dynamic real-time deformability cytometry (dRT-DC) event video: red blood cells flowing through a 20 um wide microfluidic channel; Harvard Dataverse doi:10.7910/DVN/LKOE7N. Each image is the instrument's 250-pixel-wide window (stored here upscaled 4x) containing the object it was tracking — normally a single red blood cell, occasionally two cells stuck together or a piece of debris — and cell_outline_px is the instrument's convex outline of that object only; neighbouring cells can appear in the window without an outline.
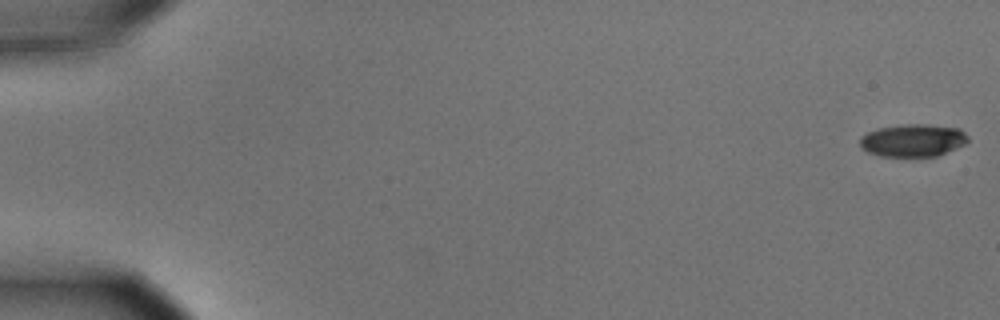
{"species": "common noctule bat (a hibernating species)", "species_latin": "Nyctalus noctula", "temperature_condition": "cold", "stored_images_in_passage": 58, "camera_frame_rate_fps": 3000, "um_per_image_px": 0.085, "animal": {"sex": "male", "body_mass_g": 15.6}, "frame": {"image": 1, "passage_image": 1, "time_ms": 0.0, "image_size_px": [1000, 320], "cell_outline_px": [[968, 140], [964, 144], [936, 156], [880, 156], [868, 152], [860, 144], [860, 136], [876, 128], [904, 124], [928, 124], [960, 128], [968, 136]], "centroid_in_image_um": [77.59, 11.91], "position_along_channel_um": 7.4, "area_um2": 20.46}}
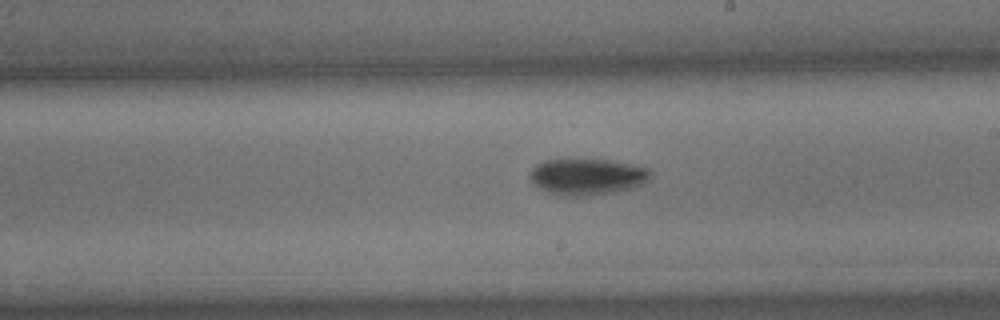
{"frame": {"image": 2, "passage_image": 34, "time_ms": 11.0, "image_size_px": [1000, 320], "cell_outline_px": [[652, 176], [644, 184], [632, 188], [616, 192], [592, 196], [560, 196], [540, 188], [528, 176], [532, 168], [536, 164], [544, 160], [568, 156], [572, 156], [612, 160], [652, 168]], "centroid_in_image_um": [49.94, 14.97], "position_along_channel_um": 239.1, "area_um2": 26.88}}
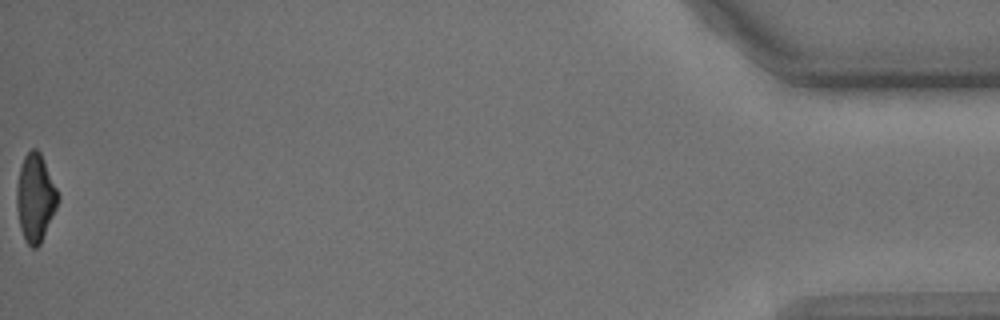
{"frame": {"image": 3, "passage_image": 58, "time_ms": 19.0, "image_size_px": [1000, 320], "cell_outline_px": [[60, 200], [40, 244], [36, 248], [32, 248], [24, 240], [20, 228], [16, 208], [16, 188], [20, 168], [24, 156], [32, 148], [36, 148], [40, 152], [44, 160], [60, 196]], "centroid_in_image_um": [3.0, 16.82], "position_along_channel_um": 432.2, "area_um2": 21.21}, "authors_computed_cell_mechanics": {"area_um2": 22.8888, "velocity_mm_per_s": 3.5495, "shape_relaxation_time_tau1_ms": 3.4292, "shape_relaxation_time_tau2_ms": null, "deformation_change_tau1": 0.1328, "deformation_change_tau2": null}}